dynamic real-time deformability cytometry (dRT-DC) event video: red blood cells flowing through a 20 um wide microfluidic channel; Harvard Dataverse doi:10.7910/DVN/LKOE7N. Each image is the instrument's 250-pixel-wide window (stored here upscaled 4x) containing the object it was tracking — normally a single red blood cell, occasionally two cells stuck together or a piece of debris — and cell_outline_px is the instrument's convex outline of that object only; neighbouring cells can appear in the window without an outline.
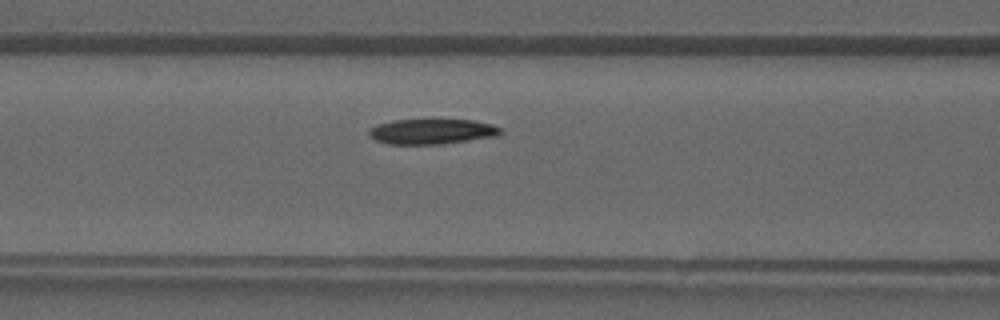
{"species": "common noctule bat (a hibernating species)", "species_latin": "Nyctalus noctula", "temperature_condition": "warm", "stored_images_in_passage": 31, "camera_frame_rate_fps": 3000, "um_per_image_px": 0.085, "animal": {"sex": "male", "forearm_length_mm": 52.5}, "frame": {"image": 1, "passage_image": 7, "time_ms": 2.0, "image_size_px": [1000, 320], "cell_outline_px": [[504, 132], [500, 136], [440, 144], [388, 144], [376, 140], [368, 136], [368, 128], [376, 124], [392, 120], [472, 120], [492, 124], [504, 128]], "centroid_in_image_um": [36.73, 11.18], "position_along_channel_um": 129.9, "area_um2": 19.65}}
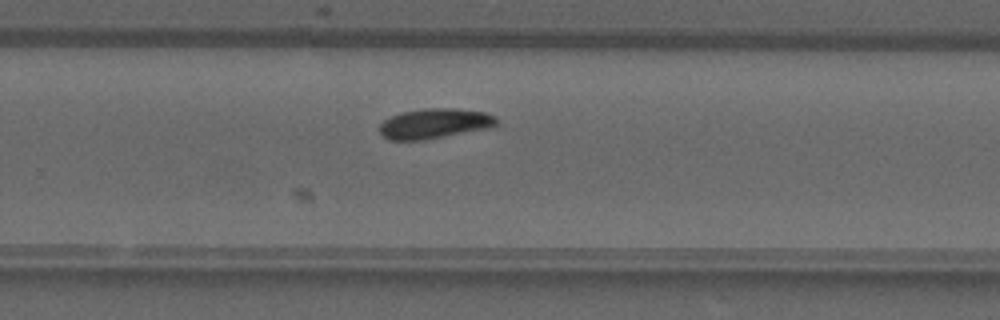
{"frame": {"image": 2, "passage_image": 17, "time_ms": 5.333, "image_size_px": [1000, 320], "cell_outline_px": [[500, 120], [492, 128], [424, 140], [388, 140], [380, 132], [380, 124], [384, 120], [400, 112], [424, 108], [452, 108], [484, 112], [496, 116]], "centroid_in_image_um": [36.97, 10.5], "position_along_channel_um": 292.8, "area_um2": 20.69}}
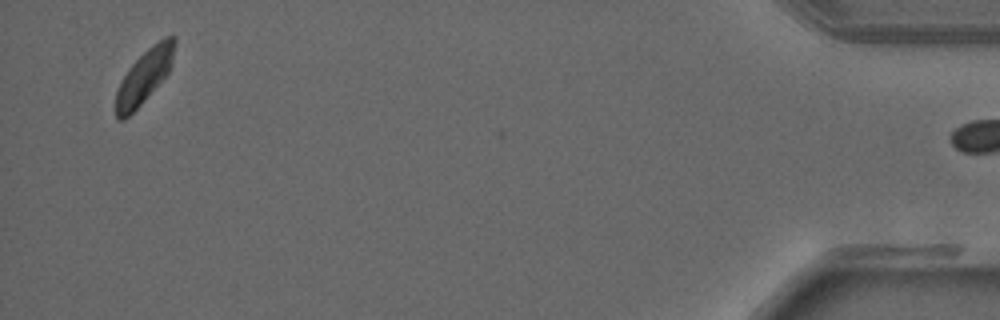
{"frame": {"image": 3, "passage_image": 30, "time_ms": 9.667, "image_size_px": [1000, 320], "cell_outline_px": [[176, 40], [172, 64], [168, 72], [144, 100], [124, 120], [120, 120], [116, 116], [116, 92], [120, 80], [128, 68], [152, 44], [164, 36], [176, 36]], "centroid_in_image_um": [12.26, 6.45], "position_along_channel_um": 422.9, "area_um2": 18.09}}